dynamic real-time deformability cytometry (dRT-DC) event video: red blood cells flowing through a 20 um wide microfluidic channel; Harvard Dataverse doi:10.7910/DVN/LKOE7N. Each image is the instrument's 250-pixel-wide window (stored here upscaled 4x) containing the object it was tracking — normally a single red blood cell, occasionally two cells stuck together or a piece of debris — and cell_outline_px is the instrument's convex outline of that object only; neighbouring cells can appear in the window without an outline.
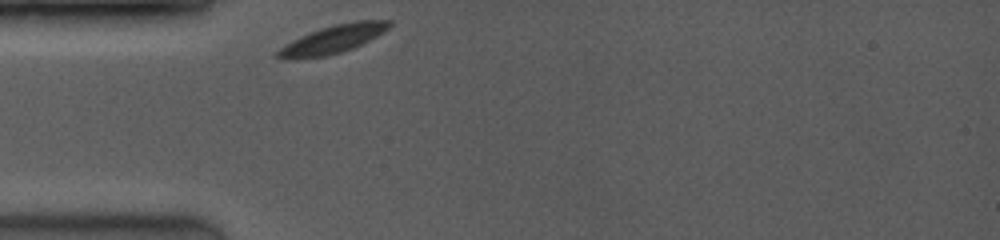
{"species": "common noctule bat (a hibernating species)", "species_latin": "Nyctalus noctula", "temperature_condition": "room temperature", "stored_images_in_passage": 25, "camera_frame_rate_fps": 3500, "um_per_image_px": 0.085, "animal": {"sex": "female", "body_mass_g": 19.0, "forearm_length_mm": 53.3}, "frame": {"image": 1, "passage_image": 1, "time_ms": 0.0, "image_size_px": [1000, 240], "cell_outline_px": [[392, 24], [384, 32], [352, 48], [328, 56], [288, 60], [284, 60], [272, 56], [272, 52], [292, 40], [300, 36], [320, 28], [336, 24], [356, 20], [392, 20]], "centroid_in_image_um": [28.19, 3.36], "position_along_channel_um": 56.8, "area_um2": 18.55}}
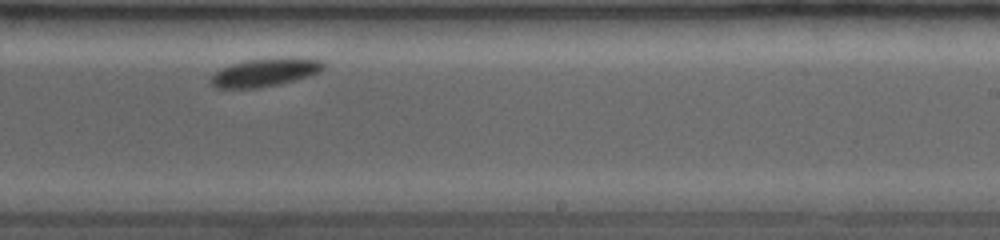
{"frame": {"image": 2, "passage_image": 17, "time_ms": 5.714, "image_size_px": [1000, 240], "cell_outline_px": [[324, 68], [320, 72], [308, 76], [280, 84], [256, 88], [216, 88], [208, 80], [220, 68], [232, 64], [248, 60], [320, 60], [324, 64]], "centroid_in_image_um": [22.43, 6.21], "position_along_channel_um": 266.6, "area_um2": 17.51}}
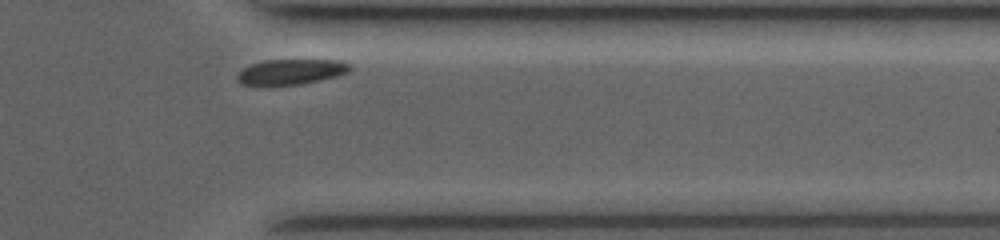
{"frame": {"image": 3, "passage_image": 23, "time_ms": 8.857, "image_size_px": [1000, 240], "cell_outline_px": [[352, 68], [348, 72], [336, 76], [320, 80], [300, 84], [268, 88], [256, 88], [240, 84], [236, 80], [236, 76], [244, 68], [252, 64], [268, 60], [340, 60], [348, 64]], "centroid_in_image_um": [24.63, 6.16], "position_along_channel_um": 386.8, "area_um2": 17.28}, "authors_computed_cell_mechanics": {"area_um2": 18.3226, "velocity_mm_per_s": 3.7644, "shape_relaxation_time_tau1_ms": 0.6508, "shape_relaxation_time_tau2_ms": null, "deformation_change_tau1": 0.0533, "deformation_change_tau2": null}}